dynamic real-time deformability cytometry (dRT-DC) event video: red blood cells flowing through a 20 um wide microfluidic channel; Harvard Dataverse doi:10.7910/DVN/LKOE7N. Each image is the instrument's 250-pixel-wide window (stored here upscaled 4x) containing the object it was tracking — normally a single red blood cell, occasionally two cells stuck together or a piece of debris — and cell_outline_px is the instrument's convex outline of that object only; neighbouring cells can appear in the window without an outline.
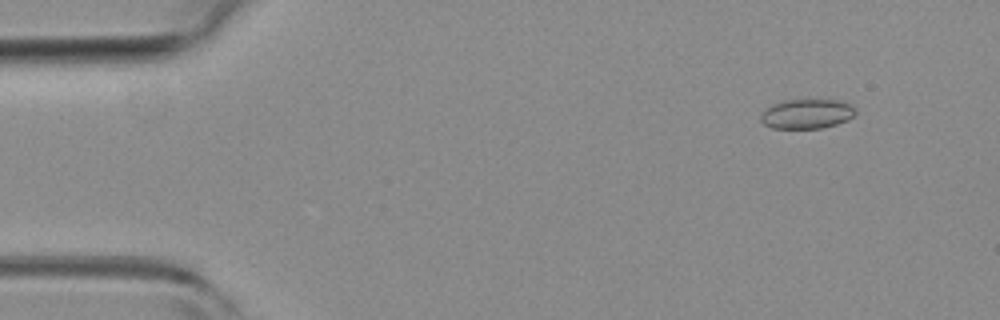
{"species": "common noctule bat (a hibernating species)", "species_latin": "Nyctalus noctula", "temperature_condition": "room temperature", "stored_images_in_passage": 6, "camera_frame_rate_fps": 3000, "um_per_image_px": 0.085, "animal": {"sex": "female", "body_mass_g": 19.3, "forearm_length_mm": 54.1}, "frame": {"image": 1, "passage_image": 2, "time_ms": 0.333, "image_size_px": [1000, 320], "cell_outline_px": [[856, 112], [848, 120], [836, 124], [820, 128], [772, 128], [764, 124], [760, 120], [760, 116], [764, 108], [772, 104], [784, 100], [836, 100], [852, 104], [856, 108]], "centroid_in_image_um": [68.56, 9.67], "position_along_channel_um": 16.4, "area_um2": 16.42}}
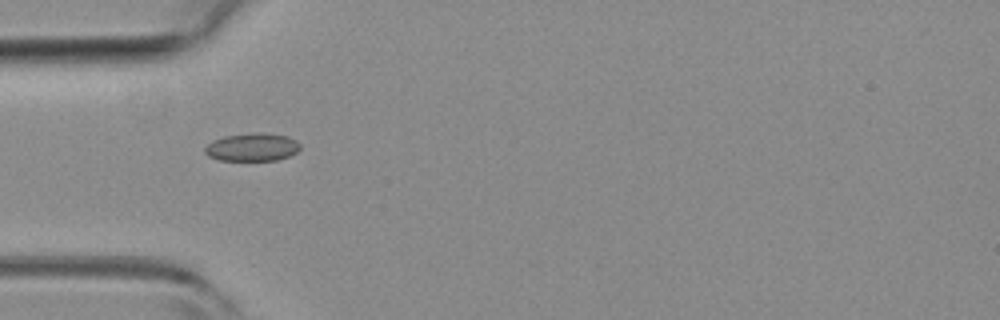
{"frame": {"image": 2, "passage_image": 5, "time_ms": 1.333, "image_size_px": [1000, 320], "cell_outline_px": [[300, 148], [296, 152], [288, 156], [276, 160], [220, 160], [208, 156], [204, 152], [204, 148], [212, 140], [224, 136], [252, 132], [260, 132], [288, 136], [296, 140], [300, 144]], "centroid_in_image_um": [21.42, 12.49], "position_along_channel_um": 63.6, "area_um2": 15.61}}
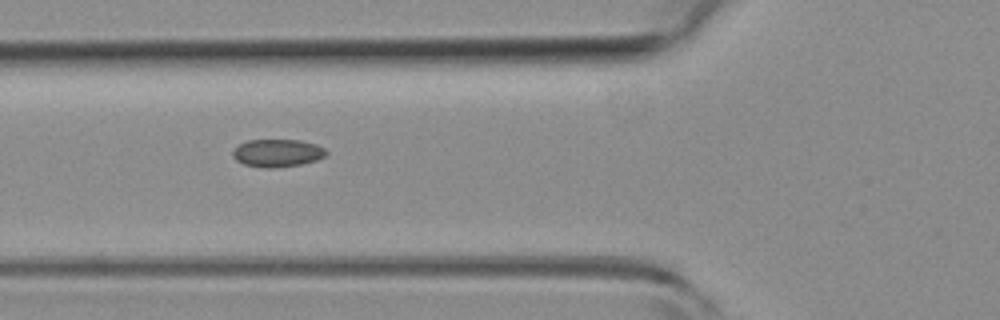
{"frame": {"image": 3, "passage_image": 6, "time_ms": 1.667, "image_size_px": [1000, 320], "cell_outline_px": [[328, 152], [324, 156], [316, 160], [300, 164], [272, 168], [264, 168], [244, 164], [236, 160], [232, 156], [232, 152], [240, 144], [248, 140], [300, 140], [316, 144], [324, 148]], "centroid_in_image_um": [23.57, 13.0], "position_along_channel_um": 102.2, "area_um2": 14.97}}